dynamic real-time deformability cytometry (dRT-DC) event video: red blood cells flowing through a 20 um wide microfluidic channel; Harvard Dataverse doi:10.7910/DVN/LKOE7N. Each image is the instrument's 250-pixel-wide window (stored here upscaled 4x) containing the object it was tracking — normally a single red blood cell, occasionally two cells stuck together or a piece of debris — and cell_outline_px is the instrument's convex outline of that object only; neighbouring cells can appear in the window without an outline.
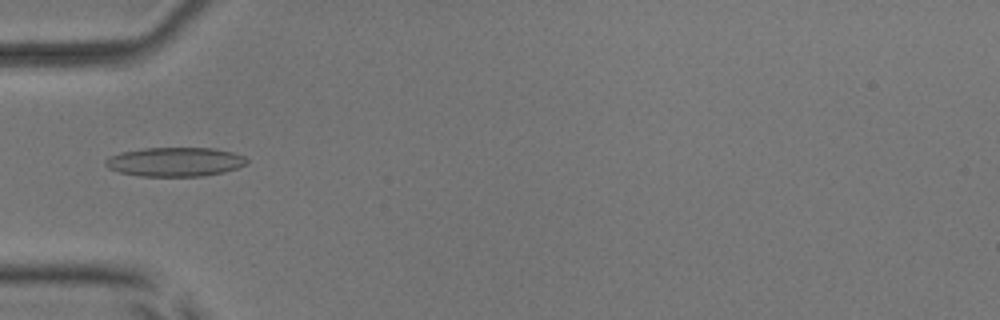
{"species": "common noctule bat (a hibernating species)", "species_latin": "Nyctalus noctula", "temperature_condition": "room temperature", "stored_images_in_passage": 37, "camera_frame_rate_fps": 3000, "um_per_image_px": 0.085, "animal": {"sex": "male", "body_mass_g": 17.9, "forearm_length_mm": 54.2}, "frame": {"image": 1, "passage_image": 1, "time_ms": 0.0, "image_size_px": [1000, 320], "cell_outline_px": [[248, 164], [224, 172], [200, 176], [140, 176], [120, 172], [108, 168], [104, 164], [104, 160], [120, 152], [144, 148], [216, 148], [232, 152], [244, 156], [248, 160]], "centroid_in_image_um": [14.89, 13.75], "position_along_channel_um": 70.1, "area_um2": 23.99}}
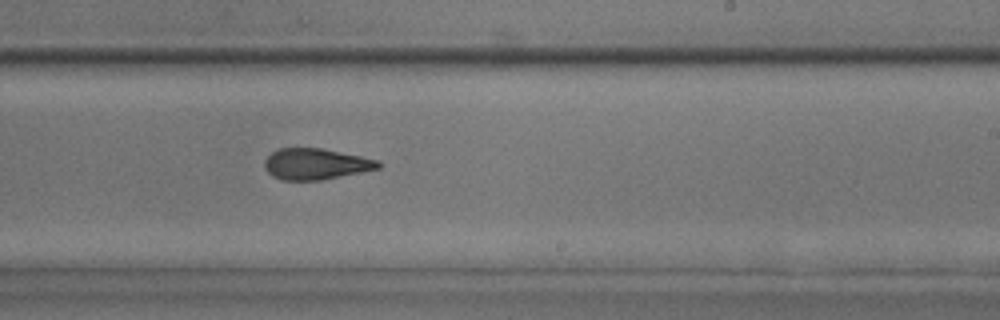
{"frame": {"image": 2, "passage_image": 16, "time_ms": 5.0, "image_size_px": [1000, 320], "cell_outline_px": [[380, 168], [320, 180], [280, 180], [272, 176], [264, 168], [264, 160], [272, 152], [280, 148], [324, 148], [380, 160]], "centroid_in_image_um": [26.82, 13.93], "position_along_channel_um": 262.2, "area_um2": 20.63}}
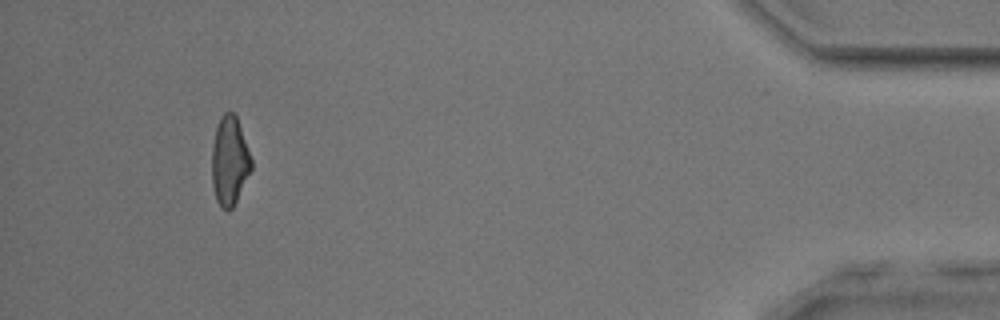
{"frame": {"image": 3, "passage_image": 33, "time_ms": 10.667, "image_size_px": [1000, 320], "cell_outline_px": [[252, 168], [232, 208], [228, 212], [216, 200], [212, 184], [212, 144], [216, 128], [220, 116], [224, 112], [232, 112], [236, 116], [248, 148], [252, 160]], "centroid_in_image_um": [19.5, 13.66], "position_along_channel_um": 415.7, "area_um2": 20.23}, "authors_computed_cell_mechanics": {"area_um2": 21.097, "velocity_mm_per_s": 3.857, "shape_relaxation_time_tau1_ms": 5.4522, "shape_relaxation_time_tau2_ms": 2.3705, "deformation_change_tau1": 0.156, "deformation_change_tau2": 0.1049}}